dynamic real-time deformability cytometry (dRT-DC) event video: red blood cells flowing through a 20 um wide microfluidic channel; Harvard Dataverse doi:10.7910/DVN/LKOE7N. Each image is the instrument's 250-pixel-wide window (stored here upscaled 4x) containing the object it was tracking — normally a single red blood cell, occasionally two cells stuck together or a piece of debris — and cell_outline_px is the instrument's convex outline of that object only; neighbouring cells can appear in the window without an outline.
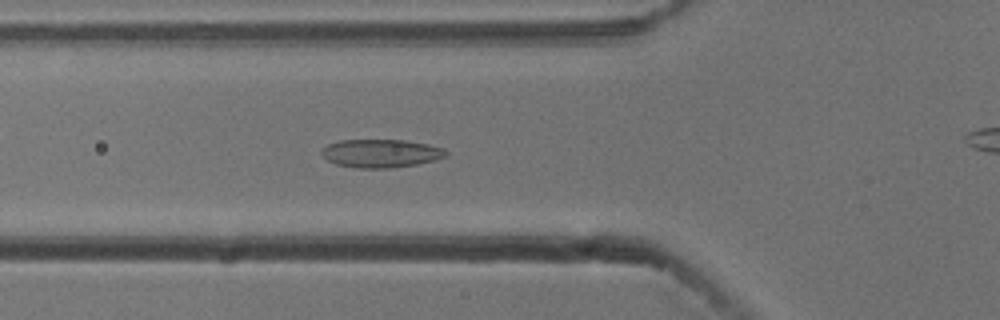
{"species": "common noctule bat (a hibernating species)", "species_latin": "Nyctalus noctula", "temperature_condition": "cold", "stored_images_in_passage": 46, "camera_frame_rate_fps": 3000, "um_per_image_px": 0.085, "animal": {"sex": "male", "body_mass_g": 13.3}, "frame": {"image": 1, "passage_image": 18, "time_ms": 5.667, "image_size_px": [1000, 320], "cell_outline_px": [[448, 156], [436, 160], [416, 164], [392, 168], [356, 168], [336, 164], [328, 160], [320, 152], [328, 144], [340, 140], [404, 140], [428, 144], [444, 148], [448, 152]], "centroid_in_image_um": [32.41, 13.04], "position_along_channel_um": 93.4, "area_um2": 20.52}}
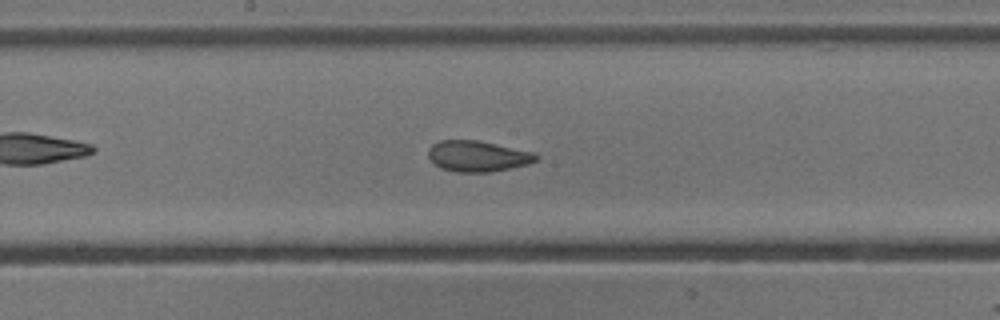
{"frame": {"image": 2, "passage_image": 27, "time_ms": 8.667, "image_size_px": [1000, 320], "cell_outline_px": [[540, 156], [536, 160], [528, 164], [492, 172], [456, 172], [440, 168], [428, 156], [428, 148], [432, 144], [440, 140], [480, 140], [536, 152]], "centroid_in_image_um": [40.63, 13.26], "position_along_channel_um": 207.6, "area_um2": 19.65}}
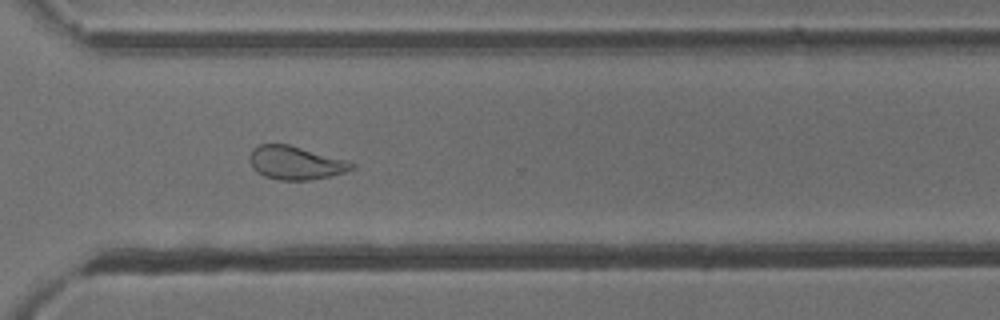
{"frame": {"image": 3, "passage_image": 38, "time_ms": 12.333, "image_size_px": [1000, 320], "cell_outline_px": [[356, 168], [344, 172], [312, 180], [280, 180], [264, 176], [256, 172], [252, 164], [252, 148], [260, 144], [288, 144], [348, 160], [356, 164]], "centroid_in_image_um": [25.18, 13.84], "position_along_channel_um": 345.4, "area_um2": 19.71}}